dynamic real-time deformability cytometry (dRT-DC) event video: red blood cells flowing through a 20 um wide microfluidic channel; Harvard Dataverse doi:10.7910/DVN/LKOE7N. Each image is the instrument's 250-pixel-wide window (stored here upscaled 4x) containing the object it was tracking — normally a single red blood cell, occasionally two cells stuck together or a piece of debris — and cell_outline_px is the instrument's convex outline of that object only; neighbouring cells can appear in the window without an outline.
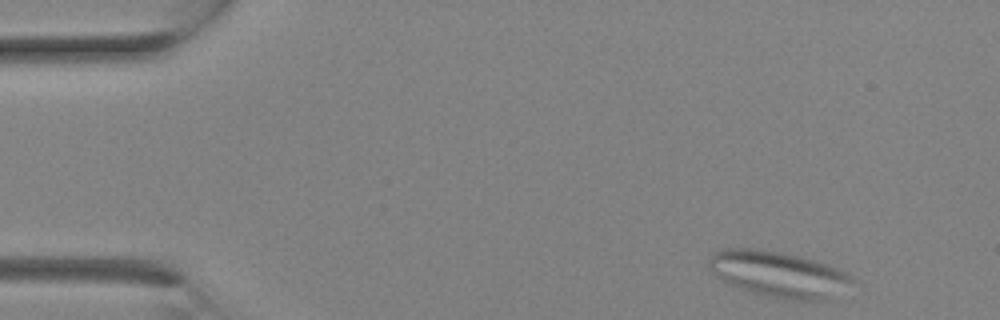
{"species": "Egyptian fruit bat (a non-hibernating species)", "species_latin": "Rousettus aegyptiacus", "temperature_condition": "room temperature", "stored_images_in_passage": 15, "camera_frame_rate_fps": 3000, "um_per_image_px": 0.085, "animal": {"sex": "female"}, "frame": {"image": 1, "passage_image": 1, "time_ms": 0.0, "image_size_px": [1000, 320], "cell_outline_px": [[856, 280], [828, 300], [792, 300], [764, 296], [728, 284], [716, 276], [708, 268], [708, 260], [712, 252], [724, 248], [756, 248], [780, 252], [800, 256], [828, 264], [840, 268], [852, 276]], "centroid_in_image_um": [66.16, 23.29], "position_along_channel_um": 18.8, "area_um2": 38.67}}
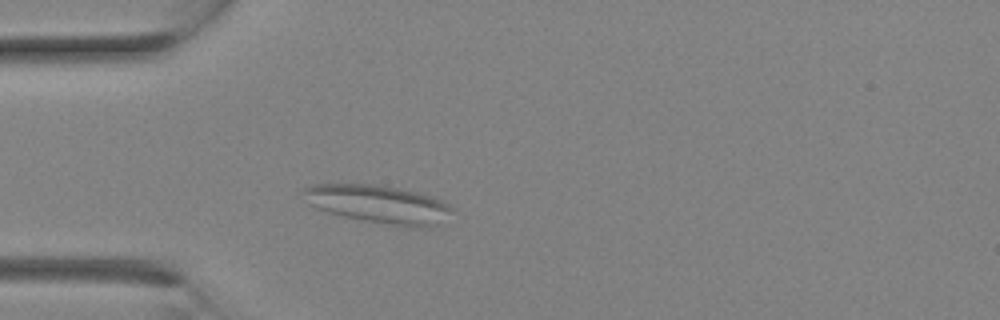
{"frame": {"image": 2, "passage_image": 6, "time_ms": 1.667, "image_size_px": [1000, 320], "cell_outline_px": [[452, 212], [432, 228], [408, 228], [364, 220], [344, 216], [328, 212], [316, 208], [308, 204], [300, 192], [304, 188], [312, 184], [376, 184], [420, 192], [436, 196], [448, 204], [452, 208]], "centroid_in_image_um": [32.19, 17.35], "position_along_channel_um": 52.8, "area_um2": 33.52}}
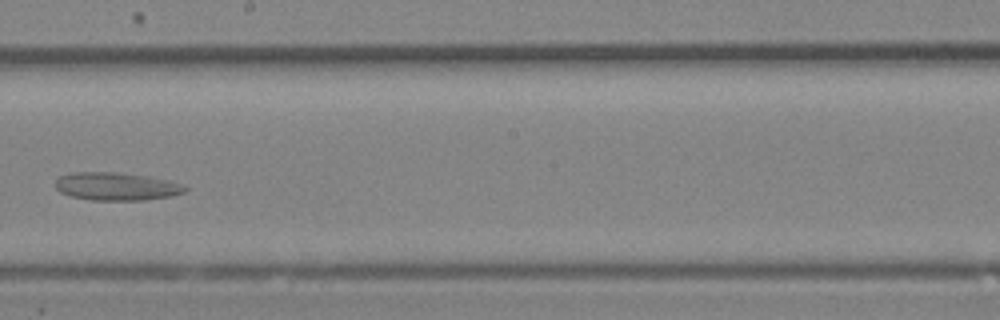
{"frame": {"image": 3, "passage_image": 14, "time_ms": 4.333, "image_size_px": [1000, 320], "cell_outline_px": [[188, 188], [184, 192], [168, 196], [144, 200], [92, 200], [72, 196], [60, 192], [56, 188], [56, 180], [60, 176], [72, 172], [116, 172], [148, 176], [168, 180], [184, 184]], "centroid_in_image_um": [9.9, 15.83], "position_along_channel_um": 238.3, "area_um2": 21.04}}